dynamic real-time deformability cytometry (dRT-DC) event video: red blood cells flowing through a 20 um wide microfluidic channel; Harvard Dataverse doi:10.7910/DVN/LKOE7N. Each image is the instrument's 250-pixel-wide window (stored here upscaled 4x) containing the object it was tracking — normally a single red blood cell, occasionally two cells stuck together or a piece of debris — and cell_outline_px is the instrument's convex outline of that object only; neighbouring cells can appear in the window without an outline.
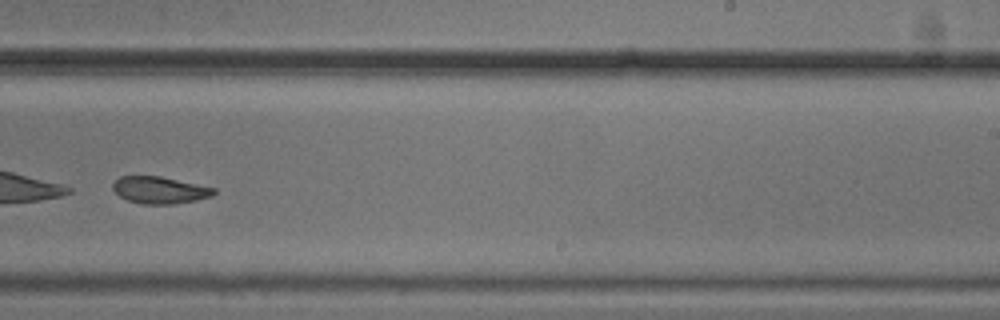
{"species": "common noctule bat (a hibernating species)", "species_latin": "Nyctalus noctula", "temperature_condition": "cold", "stored_images_in_passage": 33, "camera_frame_rate_fps": 3000, "um_per_image_px": 0.085, "animal": {"sex": "male", "body_mass_g": 20.5, "forearm_length_mm": 52.5}, "frame": {"image": 1, "passage_image": 24, "time_ms": 7.667, "image_size_px": [1000, 320], "cell_outline_px": [[216, 192], [212, 196], [196, 200], [172, 204], [140, 204], [128, 200], [120, 196], [112, 188], [112, 184], [120, 176], [160, 176], [216, 188]], "centroid_in_image_um": [13.58, 16.16], "position_along_channel_um": 275.4, "area_um2": 15.84}, "authors_computed_cell_mechanics": {"area_um2": 16.9354, "velocity_mm_per_s": 3.7069, "shape_relaxation_time_tau1_ms": null, "shape_relaxation_time_tau2_ms": 6.6372, "deformation_change_tau1": null, "deformation_change_tau2": 0.1269}}